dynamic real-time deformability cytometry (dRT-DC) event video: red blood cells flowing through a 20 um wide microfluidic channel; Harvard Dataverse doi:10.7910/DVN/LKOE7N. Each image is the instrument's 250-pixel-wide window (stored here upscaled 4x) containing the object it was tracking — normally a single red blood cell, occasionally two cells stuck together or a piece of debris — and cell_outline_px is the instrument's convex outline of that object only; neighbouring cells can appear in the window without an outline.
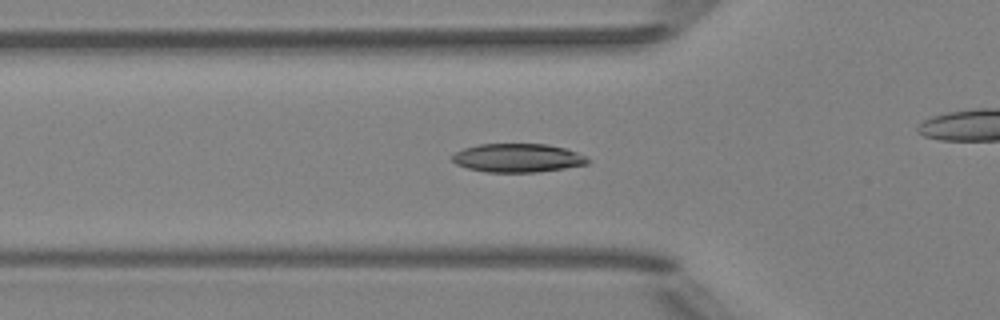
{"species": "Egyptian fruit bat (a non-hibernating species)", "species_latin": "Rousettus aegyptiacus", "temperature_condition": "room temperature", "stored_images_in_passage": 52, "camera_frame_rate_fps": 3000, "um_per_image_px": 0.085, "animal": {"sex": "female"}, "frame": {"image": 1, "passage_image": 17, "time_ms": 5.333, "image_size_px": [1000, 320], "cell_outline_px": [[592, 160], [588, 164], [564, 168], [536, 172], [484, 172], [468, 168], [456, 164], [452, 160], [452, 156], [456, 152], [464, 148], [476, 144], [548, 144], [564, 148], [576, 152]], "centroid_in_image_um": [44.0, 13.42], "position_along_channel_um": 81.8, "area_um2": 22.6}}
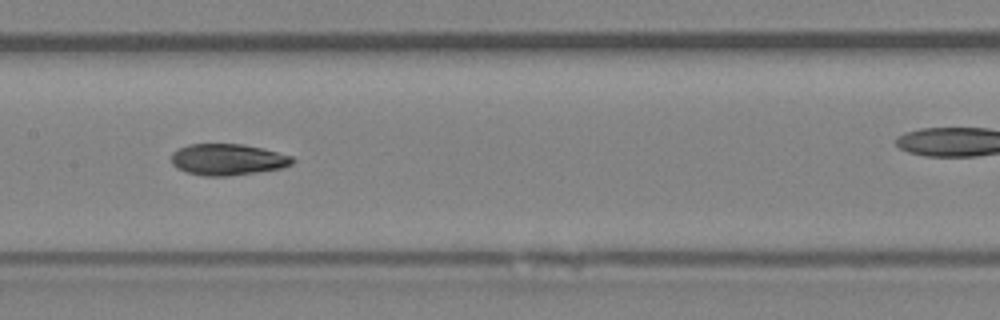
{"frame": {"image": 2, "passage_image": 25, "time_ms": 8.0, "image_size_px": [1000, 320], "cell_outline_px": [[296, 160], [292, 164], [280, 168], [256, 172], [228, 176], [204, 176], [188, 172], [176, 168], [172, 164], [172, 152], [188, 144], [240, 144], [264, 148], [292, 156]], "centroid_in_image_um": [19.36, 13.55], "position_along_channel_um": 188.0, "area_um2": 22.08}}
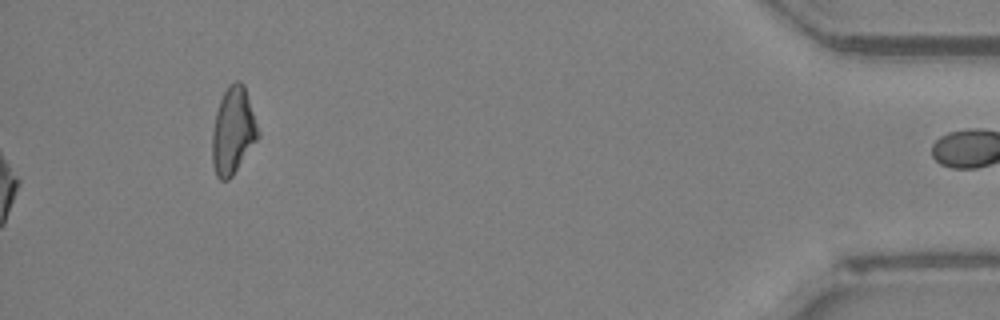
{"frame": {"image": 3, "passage_image": 52, "time_ms": 17.0, "image_size_px": [1000, 320], "cell_outline_px": [[260, 136], [232, 176], [228, 180], [220, 180], [216, 176], [212, 164], [212, 132], [216, 112], [220, 100], [228, 84], [236, 80], [240, 80], [244, 84], [260, 132]], "centroid_in_image_um": [19.81, 11.11], "position_along_channel_um": 415.4, "area_um2": 23.35}, "authors_computed_cell_mechanics": {"area_um2": 22.1374, "velocity_mm_per_s": 3.9935, "shape_relaxation_time_tau1_ms": null, "shape_relaxation_time_tau2_ms": 4.5049, "deformation_change_tau1": null, "deformation_change_tau2": 0.0973}}